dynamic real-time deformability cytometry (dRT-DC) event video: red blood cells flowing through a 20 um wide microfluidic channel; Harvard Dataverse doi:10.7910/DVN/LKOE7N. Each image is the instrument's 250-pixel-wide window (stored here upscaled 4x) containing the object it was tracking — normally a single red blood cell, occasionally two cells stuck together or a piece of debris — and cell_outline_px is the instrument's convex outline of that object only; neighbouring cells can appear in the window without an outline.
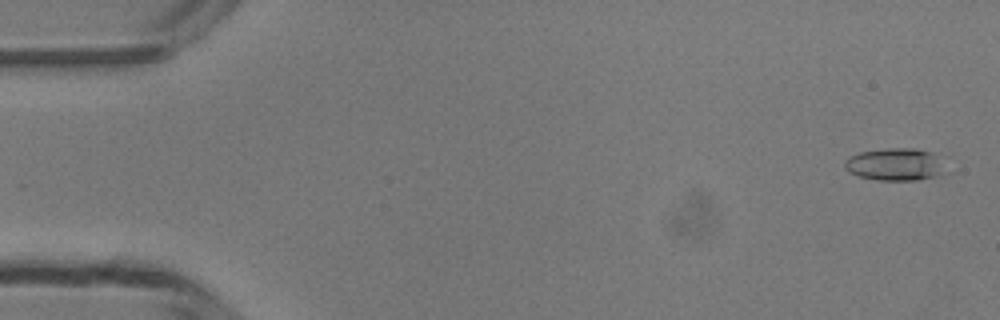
{"species": "common noctule bat (a hibernating species)", "species_latin": "Nyctalus noctula", "temperature_condition": "room temperature", "stored_images_in_passage": 49, "camera_frame_rate_fps": 3000, "um_per_image_px": 0.085, "animal": {"sex": "male", "body_mass_g": 13.3}, "frame": {"image": 1, "passage_image": 2, "time_ms": 0.333, "image_size_px": [1000, 320], "cell_outline_px": [[940, 172], [936, 176], [916, 180], [880, 180], [860, 176], [848, 172], [844, 168], [844, 160], [860, 152], [888, 148], [916, 148], [932, 152]], "centroid_in_image_um": [75.94, 13.97], "position_along_channel_um": 9.1, "area_um2": 18.26}}
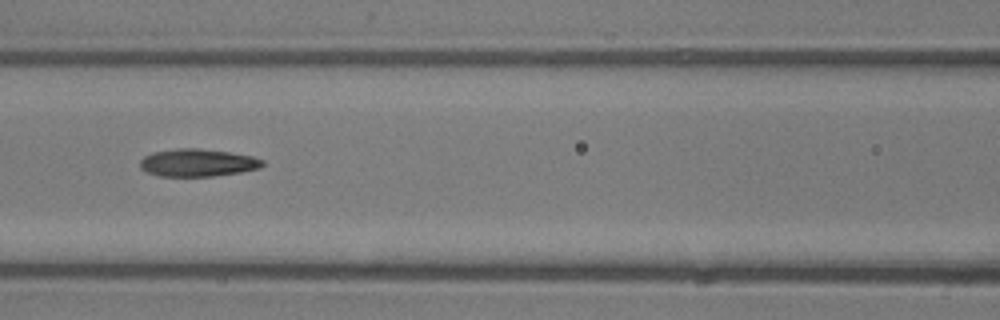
{"frame": {"image": 2, "passage_image": 22, "time_ms": 7.0, "image_size_px": [1000, 320], "cell_outline_px": [[264, 164], [260, 168], [240, 172], [212, 176], [160, 176], [148, 172], [140, 168], [140, 160], [144, 156], [152, 152], [176, 148], [200, 148], [228, 152], [252, 156], [264, 160]], "centroid_in_image_um": [16.79, 13.82], "position_along_channel_um": 149.8, "area_um2": 19.71}}
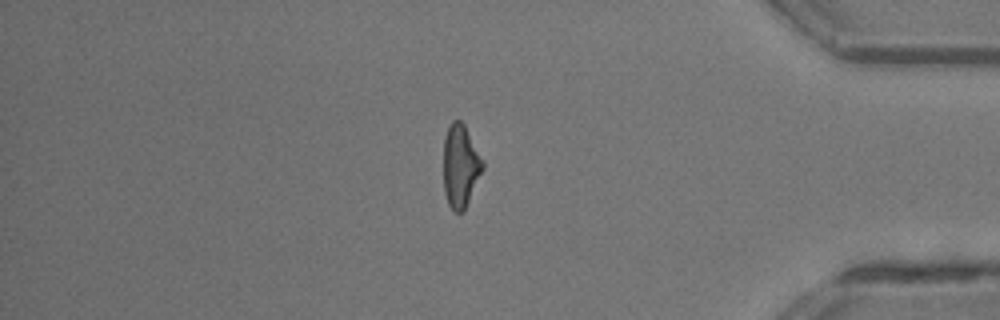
{"frame": {"image": 3, "passage_image": 42, "time_ms": 13.667, "image_size_px": [1000, 320], "cell_outline_px": [[484, 168], [464, 212], [456, 212], [448, 204], [444, 192], [444, 136], [452, 120], [460, 120], [464, 124], [484, 160]], "centroid_in_image_um": [39.15, 14.11], "position_along_channel_um": 396.0, "area_um2": 19.07}, "authors_computed_cell_mechanics": {"area_um2": 19.1896, "velocity_mm_per_s": 4.2004, "shape_relaxation_time_tau1_ms": 4.2953, "shape_relaxation_time_tau2_ms": 2.4446, "deformation_change_tau1": 0.1782, "deformation_change_tau2": 0.1179}}